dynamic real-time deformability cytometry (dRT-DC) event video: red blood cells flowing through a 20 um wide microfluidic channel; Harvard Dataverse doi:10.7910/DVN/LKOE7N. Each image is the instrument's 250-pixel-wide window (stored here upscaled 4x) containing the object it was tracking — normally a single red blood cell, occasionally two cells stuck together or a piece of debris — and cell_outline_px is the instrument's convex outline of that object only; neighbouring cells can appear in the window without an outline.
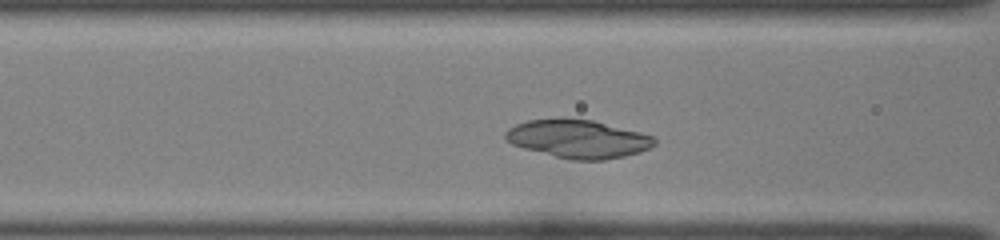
{"species": "common noctule bat (a hibernating species)", "species_latin": "Nyctalus noctula", "temperature_condition": "room temperature", "stored_images_in_passage": 36, "camera_frame_rate_fps": 3000, "um_per_image_px": 0.085, "animal": {"sex": "female", "body_mass_g": 22.0, "forearm_length_mm": 56.7}, "frame": {"image": 1, "passage_image": 8, "time_ms": 2.333, "image_size_px": [1000, 240], "cell_outline_px": [[656, 144], [640, 152], [624, 156], [604, 160], [572, 160], [524, 148], [512, 144], [504, 140], [504, 132], [508, 128], [516, 124], [528, 120], [560, 116], [564, 116], [592, 120], [640, 132], [652, 136], [656, 140]], "centroid_in_image_um": [49.09, 11.77], "position_along_channel_um": 117.5, "area_um2": 33.58}}
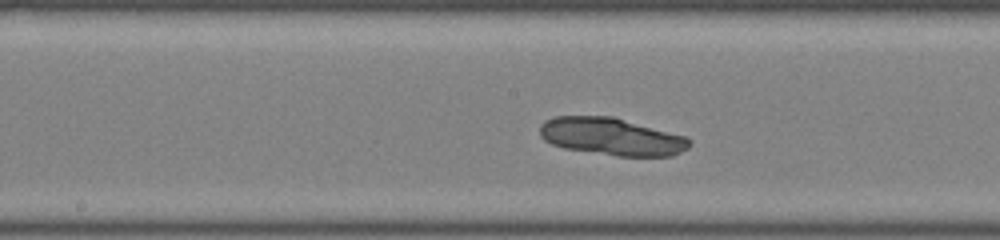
{"frame": {"image": 2, "passage_image": 14, "time_ms": 4.333, "image_size_px": [1000, 240], "cell_outline_px": [[692, 144], [688, 148], [672, 156], [616, 156], [564, 148], [552, 144], [544, 140], [540, 136], [540, 124], [544, 120], [556, 116], [612, 116], [684, 136], [692, 140]], "centroid_in_image_um": [51.97, 11.61], "position_along_channel_um": 196.2, "area_um2": 32.66}}
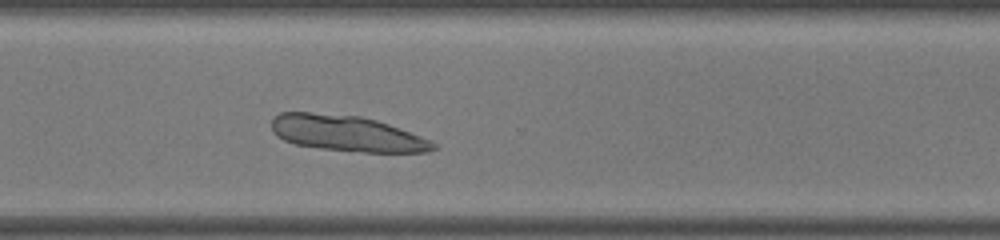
{"frame": {"image": 3, "passage_image": 25, "time_ms": 8.0, "image_size_px": [1000, 240], "cell_outline_px": [[440, 148], [428, 152], [364, 152], [320, 148], [296, 144], [284, 140], [276, 136], [272, 132], [272, 116], [280, 112], [312, 112], [360, 116], [376, 120], [388, 124], [420, 136], [436, 144]], "centroid_in_image_um": [29.45, 11.33], "position_along_channel_um": 341.2, "area_um2": 33.76}}